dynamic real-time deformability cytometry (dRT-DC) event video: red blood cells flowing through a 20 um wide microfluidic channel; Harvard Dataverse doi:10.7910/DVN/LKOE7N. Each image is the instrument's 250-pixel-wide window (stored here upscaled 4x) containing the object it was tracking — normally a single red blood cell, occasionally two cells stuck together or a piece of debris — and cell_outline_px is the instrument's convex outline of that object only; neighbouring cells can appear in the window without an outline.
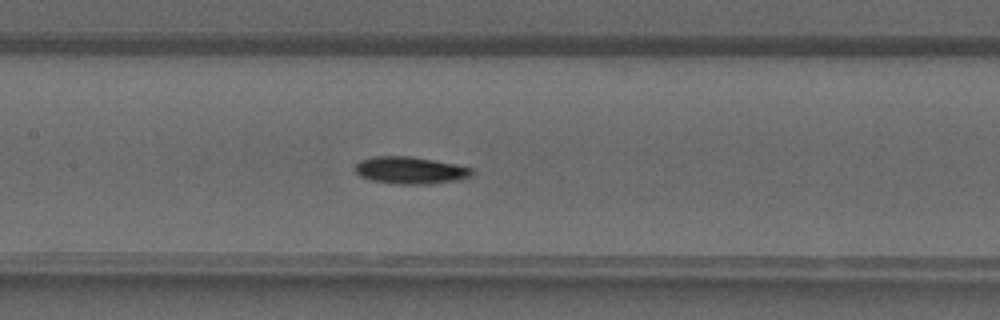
{"species": "common noctule bat (a hibernating species)", "species_latin": "Nyctalus noctula", "temperature_condition": "warm", "stored_images_in_passage": 42, "segment_of_instrument_passage": [1, 2], "camera_frame_rate_fps": 3000, "um_per_image_px": 0.085, "animal": {"sex": "male", "forearm_length_mm": 52.5}, "frame": {"image": 1, "passage_image": 20, "time_ms": 6.333, "image_size_px": [1000, 320], "cell_outline_px": [[472, 176], [460, 180], [432, 184], [396, 184], [372, 180], [360, 176], [352, 168], [360, 160], [376, 156], [408, 156], [456, 164], [472, 168]], "centroid_in_image_um": [34.87, 14.48], "position_along_channel_um": 172.5, "area_um2": 18.55}}
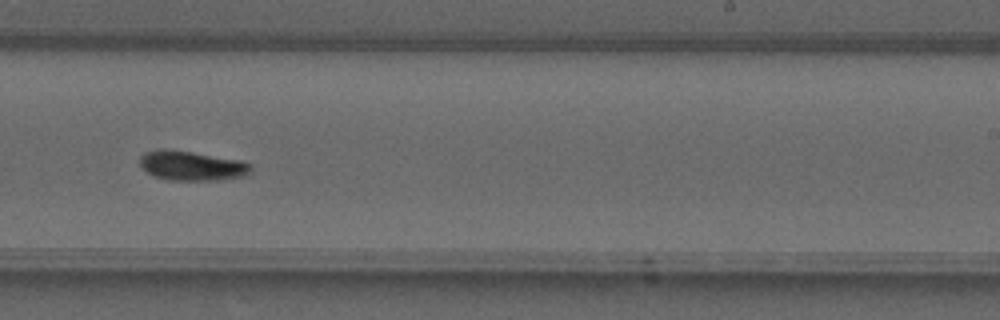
{"frame": {"image": 2, "passage_image": 26, "time_ms": 8.333, "image_size_px": [1000, 320], "cell_outline_px": [[252, 172], [248, 176], [216, 180], [168, 180], [152, 176], [140, 164], [140, 156], [144, 152], [192, 152], [244, 160], [252, 168]], "centroid_in_image_um": [16.41, 14.13], "position_along_channel_um": 272.6, "area_um2": 18.67}}
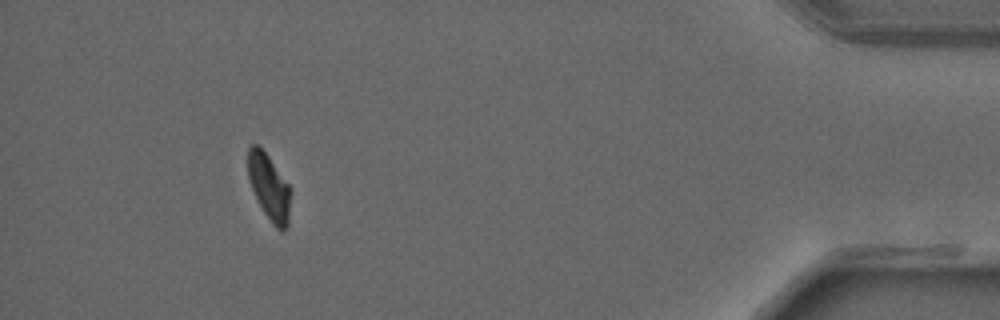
{"frame": {"image": 3, "passage_image": 38, "time_ms": 12.333, "image_size_px": [1000, 320], "cell_outline_px": [[292, 192], [288, 224], [284, 228], [276, 228], [272, 224], [264, 212], [252, 188], [248, 176], [248, 148], [252, 144], [256, 144], [268, 156], [292, 188]], "centroid_in_image_um": [22.9, 15.9], "position_along_channel_um": 412.3, "area_um2": 16.24}}